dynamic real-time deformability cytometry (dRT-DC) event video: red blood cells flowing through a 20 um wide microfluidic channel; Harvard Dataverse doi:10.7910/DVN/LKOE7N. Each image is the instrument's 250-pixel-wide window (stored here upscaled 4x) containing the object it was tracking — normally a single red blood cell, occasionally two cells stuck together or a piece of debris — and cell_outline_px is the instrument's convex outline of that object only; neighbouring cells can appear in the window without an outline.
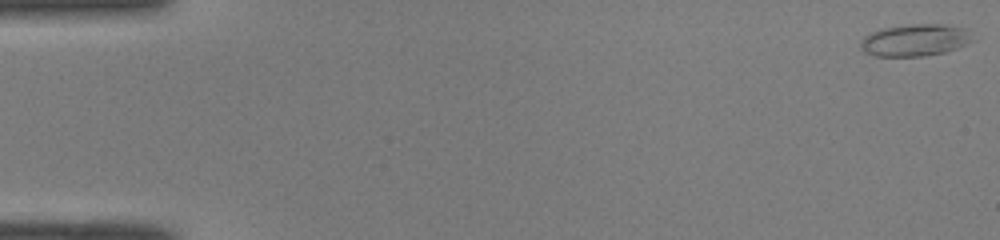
{"species": "common noctule bat (a hibernating species)", "species_latin": "Nyctalus noctula", "temperature_condition": "room temperature", "stored_images_in_passage": 50, "camera_frame_rate_fps": 3000, "um_per_image_px": 0.085, "animal": {"sex": "male", "body_mass_g": 19.0, "forearm_length_mm": 50.8}, "frame": {"image": 1, "passage_image": 1, "time_ms": 0.0, "image_size_px": [1000, 240], "cell_outline_px": [[976, 40], [968, 44], [944, 52], [924, 56], [876, 56], [864, 52], [860, 48], [860, 44], [864, 36], [868, 32], [884, 28], [912, 24], [944, 24], [964, 28]], "centroid_in_image_um": [77.77, 3.41], "position_along_channel_um": 7.2, "area_um2": 20.98}}
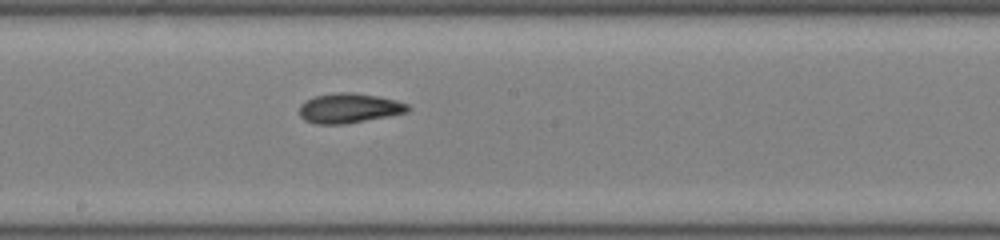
{"frame": {"image": 2, "passage_image": 28, "time_ms": 9.0, "image_size_px": [1000, 240], "cell_outline_px": [[412, 108], [408, 112], [388, 116], [344, 124], [316, 124], [304, 120], [300, 116], [300, 104], [304, 100], [316, 96], [336, 92], [352, 92], [380, 96], [396, 100], [408, 104]], "centroid_in_image_um": [29.68, 9.18], "position_along_channel_um": 218.5, "area_um2": 18.96}}
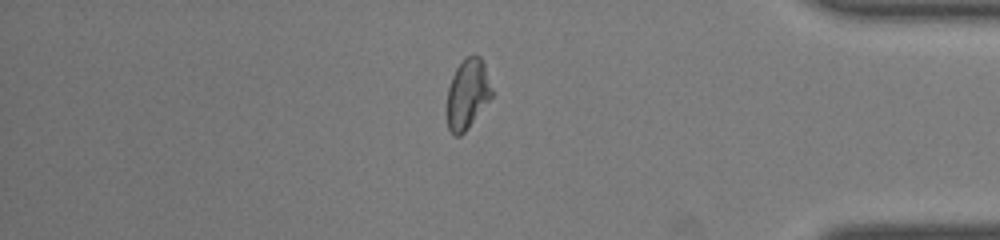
{"frame": {"image": 3, "passage_image": 43, "time_ms": 14.0, "image_size_px": [1000, 240], "cell_outline_px": [[492, 96], [468, 128], [460, 136], [456, 136], [448, 128], [448, 88], [452, 76], [456, 68], [464, 56], [480, 56], [484, 64], [492, 88]], "centroid_in_image_um": [39.74, 7.96], "position_along_channel_um": 395.5, "area_um2": 17.98}, "authors_computed_cell_mechanics": {"area_um2": 19.0451, "velocity_mm_per_s": 4.0786, "shape_relaxation_time_tau1_ms": null, "shape_relaxation_time_tau2_ms": 5.425, "deformation_change_tau1": null, "deformation_change_tau2": 0.127}}